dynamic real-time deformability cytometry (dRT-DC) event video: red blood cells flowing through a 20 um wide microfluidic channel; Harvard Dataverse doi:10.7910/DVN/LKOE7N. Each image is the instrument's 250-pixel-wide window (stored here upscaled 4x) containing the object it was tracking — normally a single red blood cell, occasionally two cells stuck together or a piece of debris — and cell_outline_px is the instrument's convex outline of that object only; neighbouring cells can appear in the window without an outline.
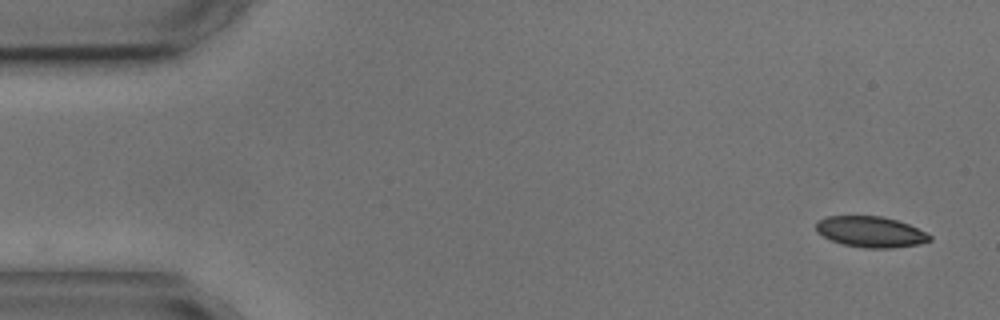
{"species": "common noctule bat (a hibernating species)", "species_latin": "Nyctalus noctula", "temperature_condition": "cold", "stored_images_in_passage": 4, "camera_frame_rate_fps": 3000, "um_per_image_px": 0.085, "animal": {"sex": "male", "body_mass_g": 17.9, "forearm_length_mm": 54.2}, "frame": {"image": 1, "passage_image": 1, "time_ms": 0.0, "image_size_px": [1000, 320], "cell_outline_px": [[932, 240], [920, 244], [892, 248], [864, 248], [844, 244], [832, 240], [816, 232], [816, 220], [828, 216], [880, 216], [896, 220], [908, 224], [932, 236]], "centroid_in_image_um": [73.99, 19.7], "position_along_channel_um": 11.0, "area_um2": 20.35}}
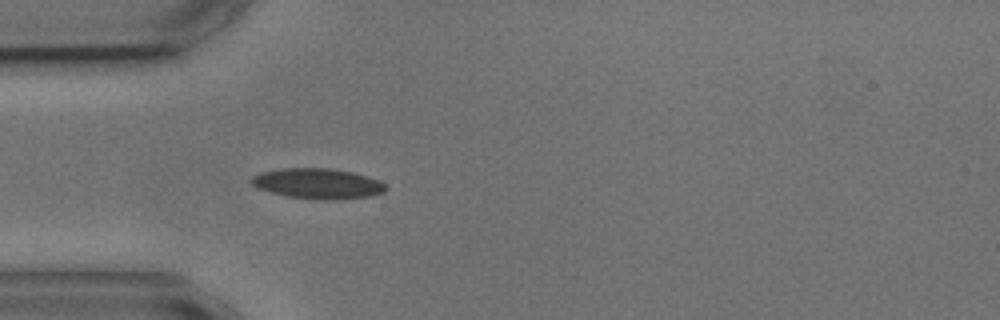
{"frame": {"image": 2, "passage_image": 4, "time_ms": 4.333, "image_size_px": [1000, 320], "cell_outline_px": [[388, 188], [384, 192], [372, 196], [336, 200], [320, 200], [288, 196], [256, 188], [248, 180], [252, 176], [260, 172], [284, 168], [332, 168], [352, 172], [368, 176], [380, 180]], "centroid_in_image_um": [27.02, 15.6], "position_along_channel_um": 58.0, "area_um2": 24.04}}